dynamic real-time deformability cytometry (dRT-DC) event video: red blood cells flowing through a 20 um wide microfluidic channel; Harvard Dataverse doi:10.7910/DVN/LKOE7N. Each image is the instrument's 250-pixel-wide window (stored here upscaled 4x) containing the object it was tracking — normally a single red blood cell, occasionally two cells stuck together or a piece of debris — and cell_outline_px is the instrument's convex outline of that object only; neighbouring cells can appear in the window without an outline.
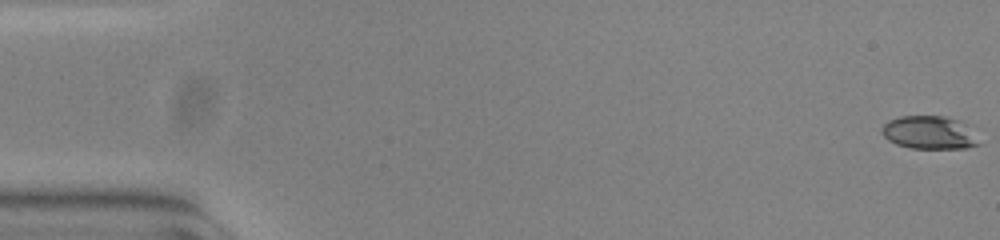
{"species": "common noctule bat (a hibernating species)", "species_latin": "Nyctalus noctula", "temperature_condition": "warm", "stored_images_in_passage": 55, "camera_frame_rate_fps": 3000, "um_per_image_px": 0.085, "animal": {"sex": "female", "body_mass_g": 23.0, "forearm_length_mm": 53.4}, "frame": {"image": 1, "passage_image": 1, "time_ms": 0.0, "image_size_px": [1000, 240], "cell_outline_px": [[980, 144], [968, 148], [912, 148], [896, 144], [888, 140], [884, 136], [880, 128], [888, 120], [900, 116], [944, 116], [960, 120], [972, 124]], "centroid_in_image_um": [79.06, 11.25], "position_along_channel_um": 5.9, "area_um2": 19.19}}
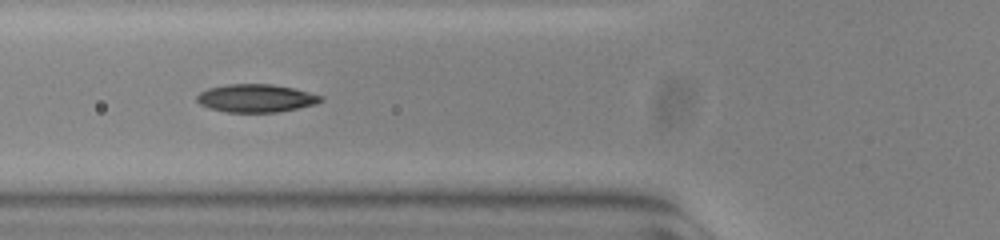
{"frame": {"image": 2, "passage_image": 21, "time_ms": 6.667, "image_size_px": [1000, 240], "cell_outline_px": [[324, 100], [316, 104], [276, 112], [224, 112], [208, 108], [200, 104], [196, 100], [196, 96], [200, 92], [208, 88], [228, 84], [272, 84], [292, 88], [324, 96]], "centroid_in_image_um": [21.74, 8.35], "position_along_channel_um": 104.1, "area_um2": 20.23}}
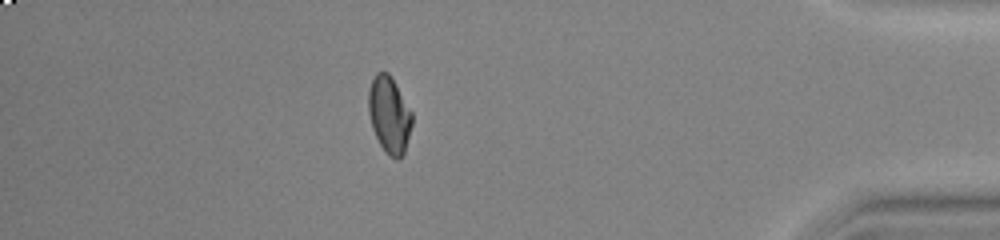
{"frame": {"image": 3, "passage_image": 48, "time_ms": 15.667, "image_size_px": [1000, 240], "cell_outline_px": [[412, 124], [404, 152], [396, 160], [388, 156], [384, 152], [372, 128], [368, 112], [368, 92], [372, 80], [376, 72], [388, 72], [392, 76], [412, 112]], "centroid_in_image_um": [33.08, 9.74], "position_along_channel_um": 402.1, "area_um2": 19.54}, "authors_computed_cell_mechanics": {"area_um2": 19.363, "velocity_mm_per_s": 3.8052, "shape_relaxation_time_tau1_ms": 10.9664, "shape_relaxation_time_tau2_ms": 1.9464, "deformation_change_tau1": 0.276, "deformation_change_tau2": 0.0505}}